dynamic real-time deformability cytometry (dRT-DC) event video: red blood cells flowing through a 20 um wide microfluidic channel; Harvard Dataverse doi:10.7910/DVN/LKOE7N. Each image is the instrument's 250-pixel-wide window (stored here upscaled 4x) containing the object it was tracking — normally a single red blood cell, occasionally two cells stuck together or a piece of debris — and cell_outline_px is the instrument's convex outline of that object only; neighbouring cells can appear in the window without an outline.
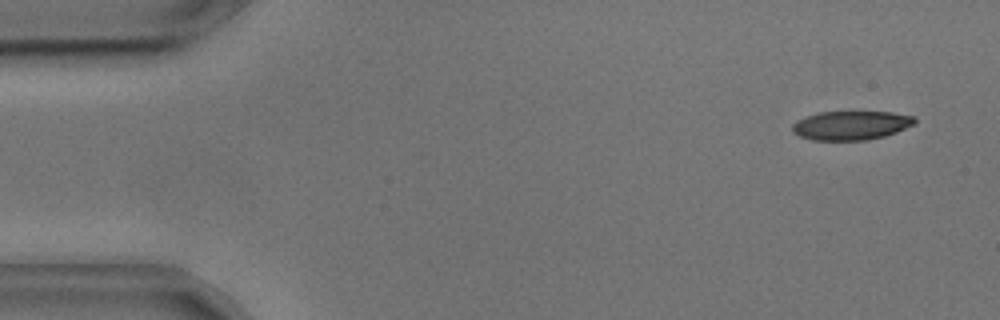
{"species": "common noctule bat (a hibernating species)", "species_latin": "Nyctalus noctula", "temperature_condition": "cold", "stored_images_in_passage": 54, "camera_frame_rate_fps": 3000, "um_per_image_px": 0.085, "animal": {"sex": "male", "body_mass_g": 17.9, "forearm_length_mm": 54.2}, "frame": {"image": 1, "passage_image": 3, "time_ms": 0.667, "image_size_px": [1000, 320], "cell_outline_px": [[916, 124], [896, 132], [884, 136], [868, 140], [812, 140], [800, 136], [792, 132], [792, 124], [796, 120], [804, 116], [820, 112], [892, 112], [912, 116], [916, 120]], "centroid_in_image_um": [72.32, 10.66], "position_along_channel_um": 12.7, "area_um2": 20.75}}
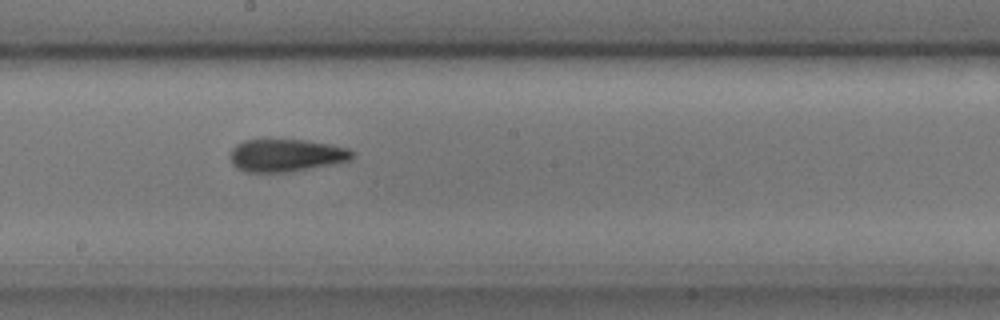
{"frame": {"image": 2, "passage_image": 29, "time_ms": 9.333, "image_size_px": [1000, 320], "cell_outline_px": [[356, 152], [348, 160], [332, 164], [292, 172], [244, 172], [236, 168], [232, 164], [228, 156], [228, 152], [236, 144], [244, 140], [304, 140], [328, 144], [348, 148]], "centroid_in_image_um": [24.25, 13.21], "position_along_channel_um": 223.9, "area_um2": 23.35}}
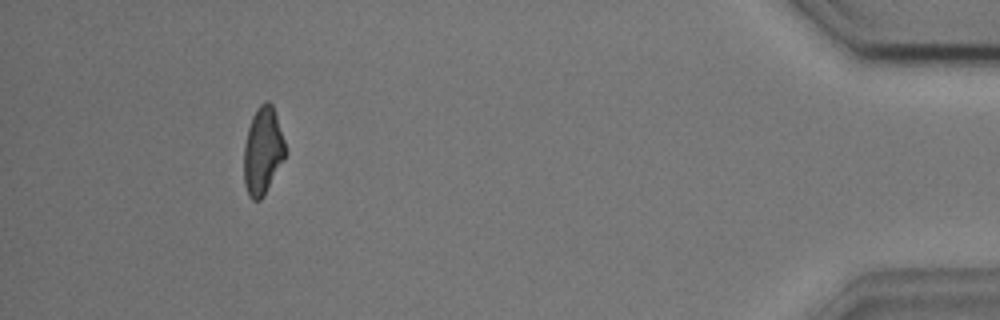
{"frame": {"image": 3, "passage_image": 50, "time_ms": 16.333, "image_size_px": [1000, 320], "cell_outline_px": [[288, 152], [284, 160], [264, 196], [260, 200], [252, 200], [248, 196], [244, 184], [244, 144], [248, 128], [252, 116], [256, 108], [264, 100], [268, 100], [272, 104], [288, 148]], "centroid_in_image_um": [22.36, 12.82], "position_along_channel_um": 412.8, "area_um2": 21.62}, "authors_computed_cell_mechanics": {"area_um2": 22.0796, "velocity_mm_per_s": 3.6287, "shape_relaxation_time_tau1_ms": 9.5594, "shape_relaxation_time_tau2_ms": 3.7572, "deformation_change_tau1": 0.2228, "deformation_change_tau2": 0.1265}}